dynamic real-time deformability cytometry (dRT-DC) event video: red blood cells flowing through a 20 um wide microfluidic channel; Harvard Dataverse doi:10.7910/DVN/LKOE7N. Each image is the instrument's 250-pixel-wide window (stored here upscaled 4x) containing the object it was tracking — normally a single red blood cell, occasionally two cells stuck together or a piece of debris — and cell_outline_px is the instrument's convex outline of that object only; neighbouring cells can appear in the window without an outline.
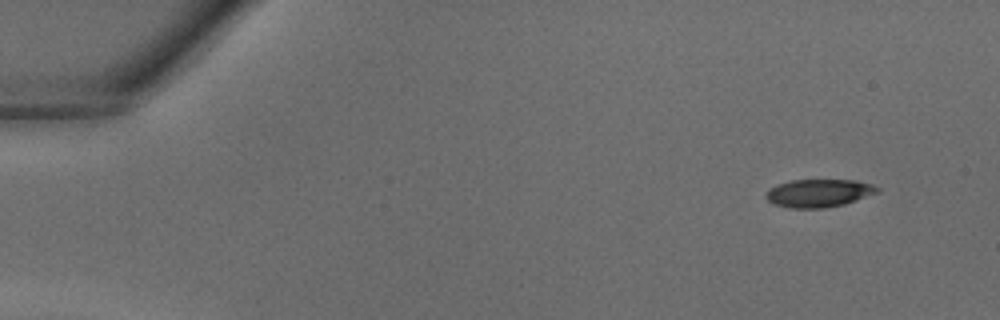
{"species": "common noctule bat (a hibernating species)", "species_latin": "Nyctalus noctula", "temperature_condition": "warm", "stored_images_in_passage": 13, "camera_frame_rate_fps": 3000, "um_per_image_px": 0.085, "animal": {"sex": "male", "body_mass_g": 18.8}, "frame": {"image": 1, "passage_image": 1, "time_ms": 0.0, "image_size_px": [1000, 320], "cell_outline_px": [[880, 192], [844, 204], [824, 208], [788, 208], [776, 204], [768, 200], [764, 196], [768, 188], [776, 184], [792, 180], [856, 180], [872, 184], [880, 188]], "centroid_in_image_um": [69.59, 16.41], "position_along_channel_um": 15.4, "area_um2": 18.26}}
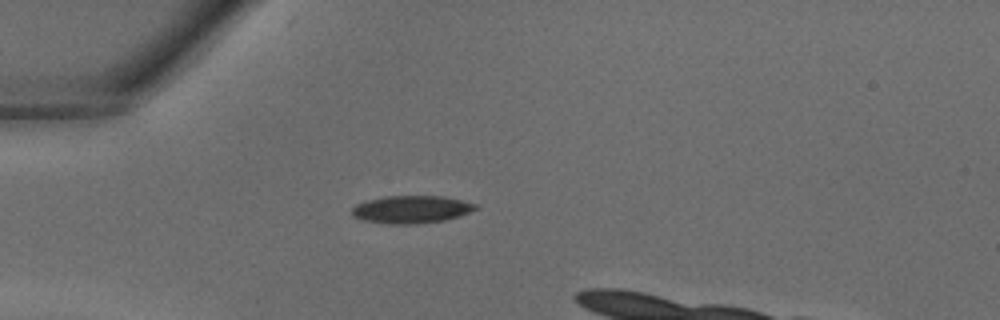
{"frame": {"image": 2, "passage_image": 9, "time_ms": 2.667, "image_size_px": [1000, 320], "cell_outline_px": [[480, 208], [460, 216], [444, 220], [416, 224], [388, 224], [364, 220], [352, 216], [352, 208], [356, 204], [368, 200], [384, 196], [444, 196], [476, 204]], "centroid_in_image_um": [34.98, 17.8], "position_along_channel_um": 50.0, "area_um2": 19.94}}
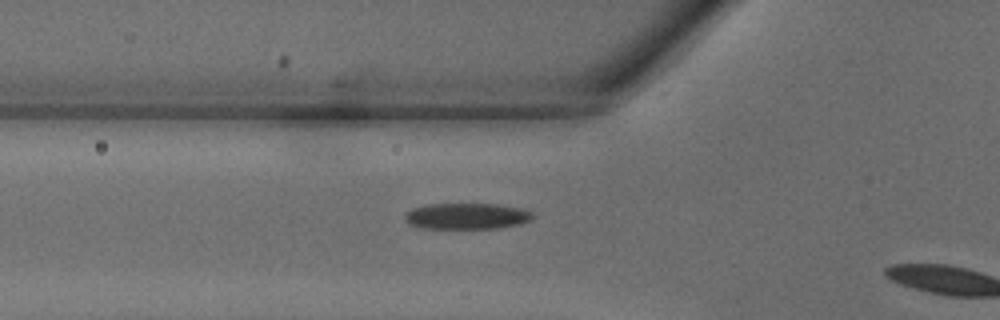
{"frame": {"image": 3, "passage_image": 12, "time_ms": 3.667, "image_size_px": [1000, 320], "cell_outline_px": [[536, 216], [520, 224], [500, 228], [424, 228], [408, 224], [404, 220], [404, 216], [412, 208], [428, 204], [496, 204], [520, 208], [532, 212]], "centroid_in_image_um": [39.67, 18.37], "position_along_channel_um": 86.1, "area_um2": 19.42}}